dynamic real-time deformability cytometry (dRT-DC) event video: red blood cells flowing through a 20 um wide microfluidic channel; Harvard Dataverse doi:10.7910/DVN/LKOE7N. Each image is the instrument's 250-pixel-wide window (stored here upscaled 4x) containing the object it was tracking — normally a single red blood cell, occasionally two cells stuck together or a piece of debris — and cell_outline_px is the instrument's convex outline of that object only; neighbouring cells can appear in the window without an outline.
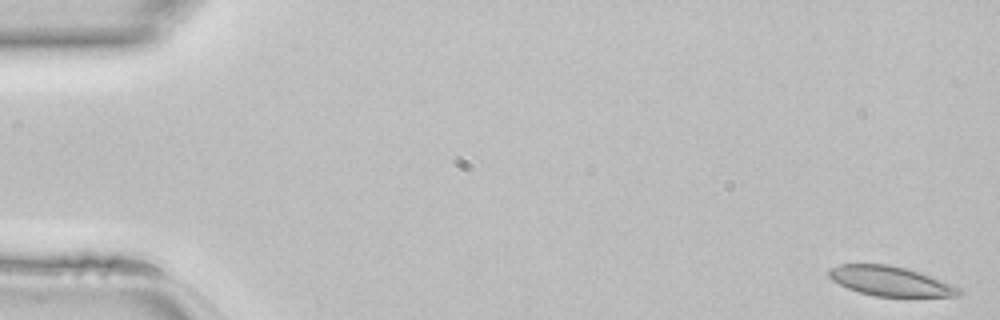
{"species": "common noctule bat (a hibernating species)", "species_latin": "Nyctalus noctula", "temperature_condition": "room temperature", "stored_images_in_passage": 14, "camera_frame_rate_fps": 3000, "um_per_image_px": 0.085, "animal": {"sex": "female", "body_mass_g": 22.7, "forearm_length_mm": 54.2}, "frame": {"image": 1, "passage_image": 1, "time_ms": 0.0, "image_size_px": [1000, 320], "cell_outline_px": [[964, 292], [956, 296], [876, 296], [860, 292], [848, 288], [832, 280], [828, 276], [828, 272], [832, 268], [840, 264], [888, 264], [920, 272], [952, 284], [960, 288]], "centroid_in_image_um": [75.69, 23.89], "position_along_channel_um": 9.3, "area_um2": 22.2}}
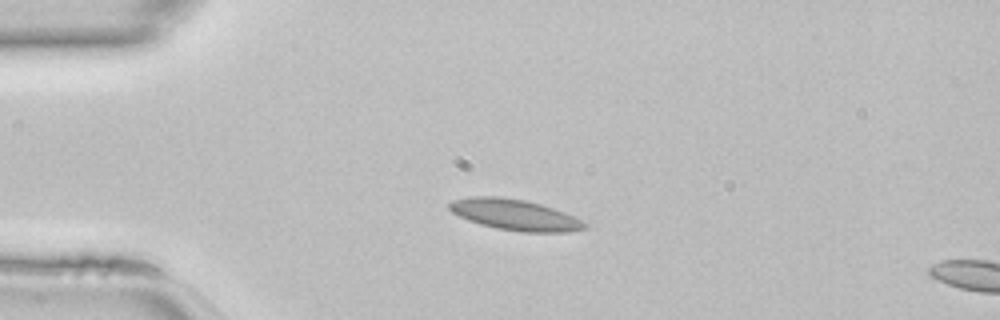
{"frame": {"image": 2, "passage_image": 11, "time_ms": 3.333, "image_size_px": [1000, 320], "cell_outline_px": [[588, 228], [568, 232], [520, 232], [496, 228], [480, 224], [468, 220], [452, 212], [448, 208], [448, 204], [452, 200], [468, 196], [496, 196], [524, 200], [540, 204], [564, 212], [588, 224]], "centroid_in_image_um": [43.74, 18.26], "position_along_channel_um": 41.3, "area_um2": 24.33}}